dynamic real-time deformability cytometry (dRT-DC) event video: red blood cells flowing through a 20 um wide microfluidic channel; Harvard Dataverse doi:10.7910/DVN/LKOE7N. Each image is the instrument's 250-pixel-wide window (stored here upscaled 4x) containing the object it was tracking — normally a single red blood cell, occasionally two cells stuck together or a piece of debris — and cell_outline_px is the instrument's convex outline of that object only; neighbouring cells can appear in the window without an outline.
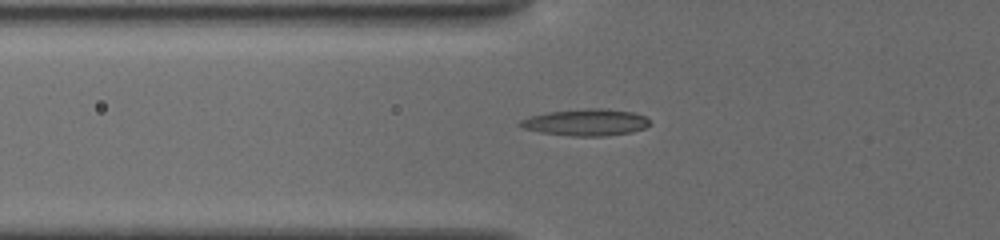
{"species": "common noctule bat (a hibernating species)", "species_latin": "Nyctalus noctula", "temperature_condition": "cold", "stored_images_in_passage": 4, "camera_frame_rate_fps": 3000, "um_per_image_px": 0.085, "animal": {"sex": "female", "body_mass_g": 19.5, "forearm_length_mm": 54.1}, "frame": {"image": 1, "passage_image": 2, "time_ms": 0.667, "image_size_px": [1000, 240], "cell_outline_px": [[652, 124], [644, 128], [632, 132], [604, 136], [572, 136], [540, 132], [524, 128], [516, 124], [520, 120], [532, 116], [548, 112], [584, 108], [608, 108], [632, 112], [644, 116]], "centroid_in_image_um": [49.82, 10.39], "position_along_channel_um": 76.0, "area_um2": 20.23}}
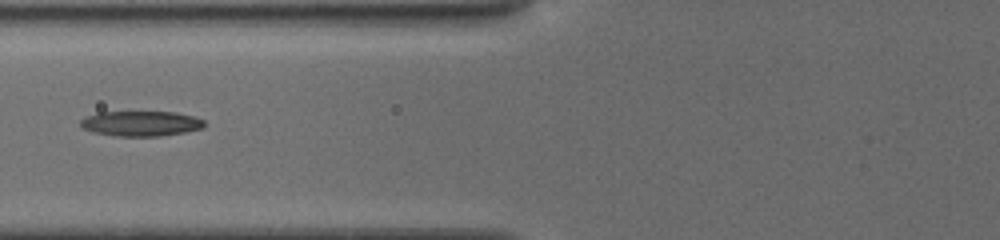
{"frame": {"image": 2, "passage_image": 3, "time_ms": 1.667, "image_size_px": [1000, 240], "cell_outline_px": [[204, 124], [200, 128], [184, 132], [160, 136], [116, 136], [92, 132], [84, 128], [80, 124], [80, 120], [96, 112], [176, 112], [192, 116], [204, 120]], "centroid_in_image_um": [11.94, 10.5], "position_along_channel_um": 113.9, "area_um2": 17.98}}